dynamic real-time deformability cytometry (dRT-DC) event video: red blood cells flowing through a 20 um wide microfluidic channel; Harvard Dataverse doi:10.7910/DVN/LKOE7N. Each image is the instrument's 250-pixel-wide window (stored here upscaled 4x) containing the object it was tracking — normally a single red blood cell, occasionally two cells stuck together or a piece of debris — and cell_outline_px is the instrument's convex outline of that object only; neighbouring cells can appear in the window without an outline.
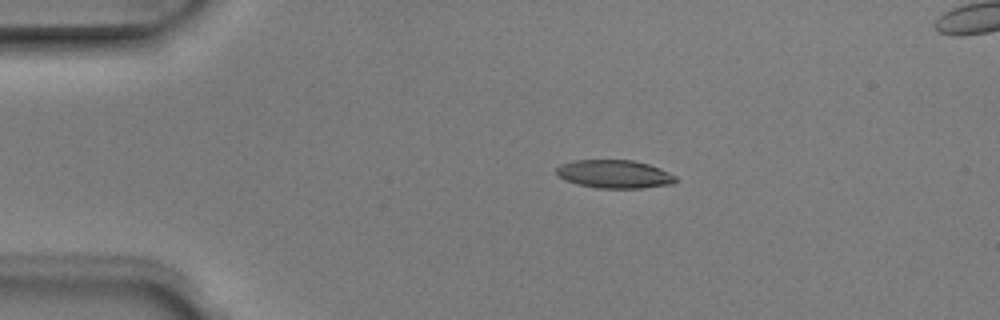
{"species": "Egyptian fruit bat (a non-hibernating species)", "species_latin": "Rousettus aegyptiacus", "temperature_condition": "room temperature", "stored_images_in_passage": 5, "camera_frame_rate_fps": 3000, "um_per_image_px": 0.085, "animal": {"sex": "male"}, "frame": {"image": 1, "passage_image": 1, "time_ms": 0.0, "image_size_px": [1000, 320], "cell_outline_px": [[680, 180], [672, 184], [644, 188], [596, 188], [576, 184], [564, 180], [556, 176], [556, 168], [560, 164], [576, 160], [632, 160], [648, 164], [660, 168], [676, 176]], "centroid_in_image_um": [52.22, 14.8], "position_along_channel_um": 32.8, "area_um2": 19.88}}
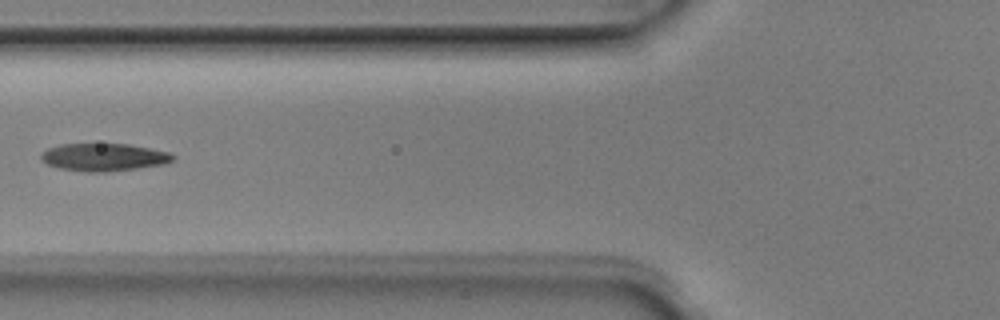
{"frame": {"image": 2, "passage_image": 4, "time_ms": 1.0, "image_size_px": [1000, 320], "cell_outline_px": [[176, 156], [172, 160], [164, 164], [136, 168], [104, 172], [88, 172], [60, 168], [48, 164], [40, 160], [40, 152], [48, 148], [60, 144], [128, 144], [168, 152]], "centroid_in_image_um": [8.78, 13.35], "position_along_channel_um": 117.0, "area_um2": 21.1}}
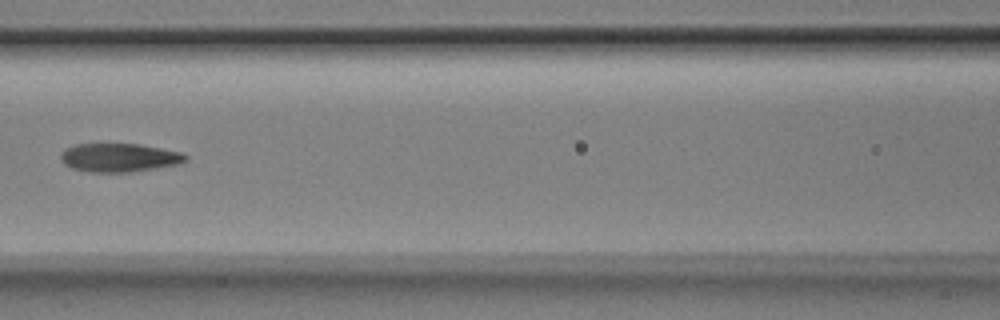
{"frame": {"image": 3, "passage_image": 5, "time_ms": 1.333, "image_size_px": [1000, 320], "cell_outline_px": [[188, 160], [180, 164], [132, 172], [88, 172], [72, 168], [64, 164], [60, 160], [60, 152], [64, 148], [76, 144], [140, 144], [180, 152], [188, 156]], "centroid_in_image_um": [10.11, 13.4], "position_along_channel_um": 156.5, "area_um2": 20.98}}